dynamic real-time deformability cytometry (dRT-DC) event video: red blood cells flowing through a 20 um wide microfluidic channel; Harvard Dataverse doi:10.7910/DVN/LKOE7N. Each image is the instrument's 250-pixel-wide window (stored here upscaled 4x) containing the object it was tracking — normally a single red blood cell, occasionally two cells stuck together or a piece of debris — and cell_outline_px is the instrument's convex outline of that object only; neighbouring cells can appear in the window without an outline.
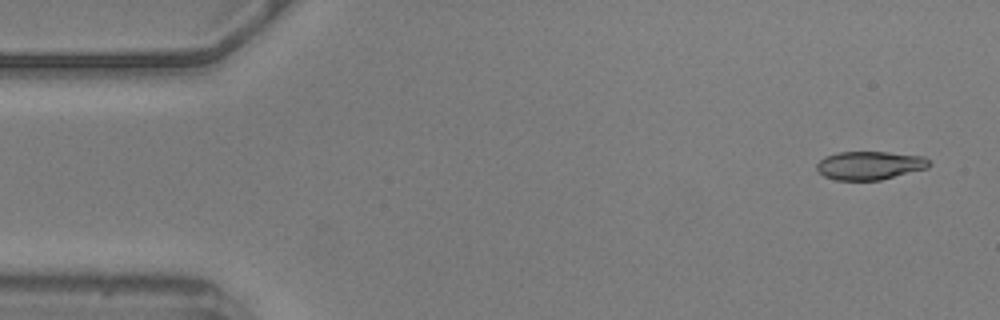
{"species": "common noctule bat (a hibernating species)", "species_latin": "Nyctalus noctula", "temperature_condition": "warm", "stored_images_in_passage": 56, "camera_frame_rate_fps": 3000, "um_per_image_px": 0.085, "animal": {"sex": "male", "body_mass_g": 20.5, "forearm_length_mm": 52.5}, "frame": {"image": 1, "passage_image": 3, "time_ms": 0.667, "image_size_px": [1000, 320], "cell_outline_px": [[932, 164], [928, 168], [880, 180], [836, 180], [824, 176], [816, 168], [816, 164], [824, 156], [840, 152], [888, 152], [924, 156]], "centroid_in_image_um": [73.94, 14.06], "position_along_channel_um": 11.1, "area_um2": 18.67}}
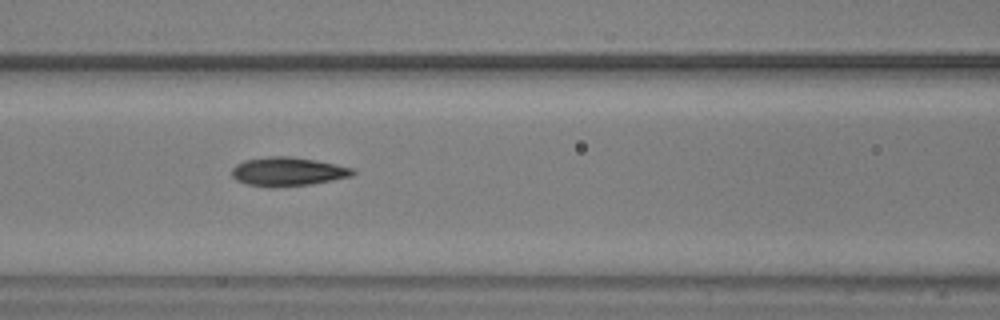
{"frame": {"image": 2, "passage_image": 23, "time_ms": 7.333, "image_size_px": [1000, 320], "cell_outline_px": [[356, 172], [352, 176], [332, 180], [308, 184], [248, 184], [236, 180], [232, 176], [232, 168], [236, 164], [244, 160], [268, 156], [292, 156], [316, 160], [352, 168]], "centroid_in_image_um": [24.47, 14.53], "position_along_channel_um": 142.1, "area_um2": 19.42}}
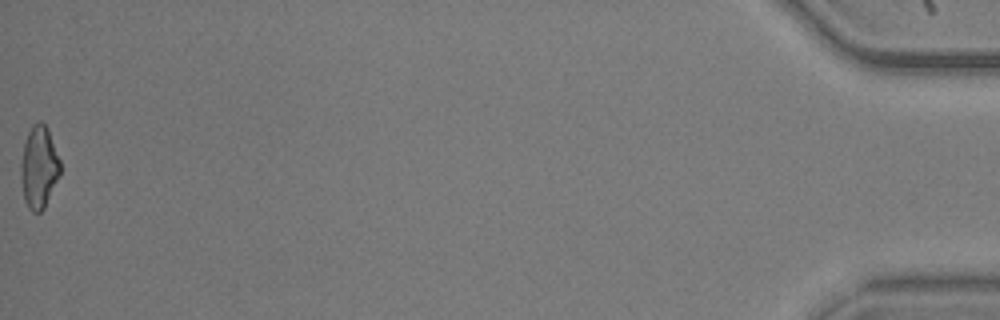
{"frame": {"image": 3, "passage_image": 56, "time_ms": 18.333, "image_size_px": [1000, 320], "cell_outline_px": [[60, 176], [44, 208], [40, 212], [32, 212], [28, 208], [24, 200], [20, 180], [20, 164], [24, 144], [28, 132], [32, 124], [36, 120], [40, 120], [48, 128], [60, 160]], "centroid_in_image_um": [3.3, 14.21], "position_along_channel_um": 431.9, "area_um2": 19.19}, "authors_computed_cell_mechanics": {"area_um2": 19.3341, "velocity_mm_per_s": 3.6012, "shape_relaxation_time_tau1_ms": 3.0051, "shape_relaxation_time_tau2_ms": 2.4308, "deformation_change_tau1": 0.141, "deformation_change_tau2": 0.1002}}